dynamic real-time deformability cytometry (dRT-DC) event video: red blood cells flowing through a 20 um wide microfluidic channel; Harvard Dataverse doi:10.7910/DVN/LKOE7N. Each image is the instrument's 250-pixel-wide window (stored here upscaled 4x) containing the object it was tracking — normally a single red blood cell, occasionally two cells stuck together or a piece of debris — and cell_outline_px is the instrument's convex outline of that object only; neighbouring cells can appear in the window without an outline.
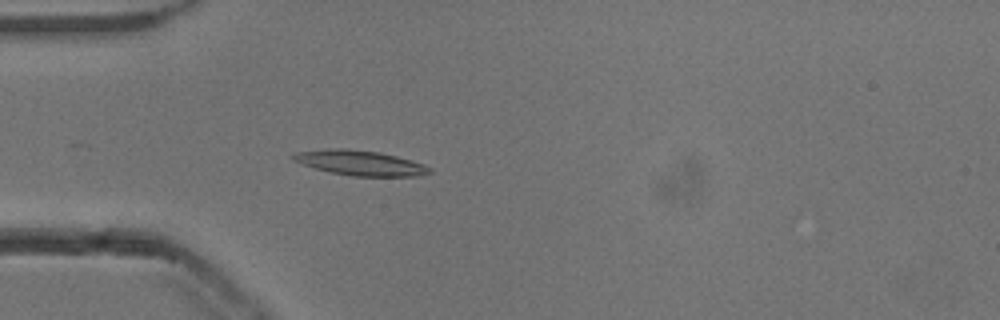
{"species": "common noctule bat (a hibernating species)", "species_latin": "Nyctalus noctula", "temperature_condition": "cold", "stored_images_in_passage": 34, "camera_frame_rate_fps": 3000, "um_per_image_px": 0.085, "animal": {"sex": "male", "body_mass_g": 13.3}, "frame": {"image": 1, "passage_image": 16, "time_ms": 5.0, "image_size_px": [1000, 320], "cell_outline_px": [[432, 172], [420, 176], [352, 176], [328, 172], [292, 160], [288, 156], [296, 152], [328, 148], [344, 148], [380, 152], [396, 156], [424, 164], [432, 168]], "centroid_in_image_um": [30.6, 13.84], "position_along_channel_um": 54.4, "area_um2": 20.0}}